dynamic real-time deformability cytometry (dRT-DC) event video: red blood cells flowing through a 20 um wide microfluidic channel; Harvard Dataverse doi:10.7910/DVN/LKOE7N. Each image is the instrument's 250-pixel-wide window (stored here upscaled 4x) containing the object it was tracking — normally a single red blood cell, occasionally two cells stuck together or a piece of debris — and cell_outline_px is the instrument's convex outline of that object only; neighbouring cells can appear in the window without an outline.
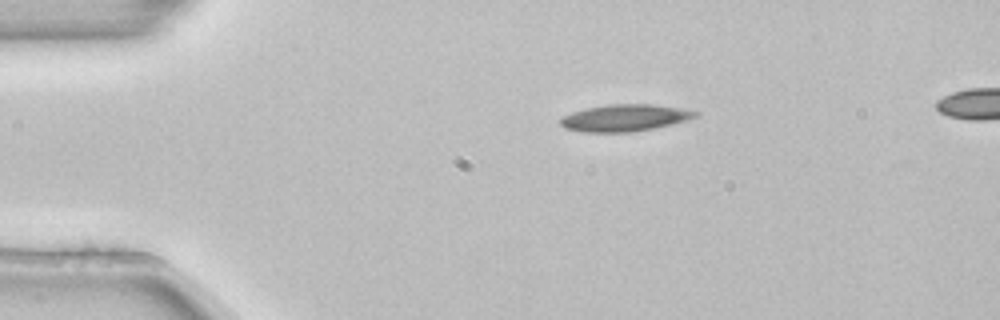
{"species": "common noctule bat (a hibernating species)", "species_latin": "Nyctalus noctula", "temperature_condition": "room temperature", "stored_images_in_passage": 4, "camera_frame_rate_fps": 3000, "um_per_image_px": 0.085, "animal": {"sex": "female", "body_mass_g": 22.7, "forearm_length_mm": 54.2}, "frame": {"image": 1, "passage_image": 2, "time_ms": 0.333, "image_size_px": [1000, 320], "cell_outline_px": [[700, 112], [696, 116], [672, 124], [632, 132], [584, 132], [564, 128], [560, 124], [560, 120], [564, 116], [572, 112], [584, 108], [608, 104], [652, 104], [680, 108]], "centroid_in_image_um": [53.06, 10.01], "position_along_channel_um": 31.9, "area_um2": 20.98}}